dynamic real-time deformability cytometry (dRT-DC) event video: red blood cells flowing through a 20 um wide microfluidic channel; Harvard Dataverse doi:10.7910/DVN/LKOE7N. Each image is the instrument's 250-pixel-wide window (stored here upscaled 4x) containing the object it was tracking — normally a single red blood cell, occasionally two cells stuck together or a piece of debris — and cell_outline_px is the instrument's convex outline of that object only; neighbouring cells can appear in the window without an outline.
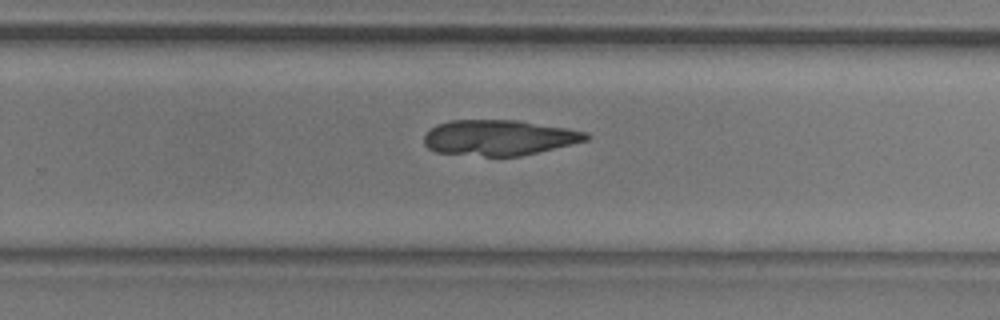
{"species": "common noctule bat (a hibernating species)", "species_latin": "Nyctalus noctula", "temperature_condition": "room temperature", "stored_images_in_passage": 51, "segment_of_instrument_passage": [1, 2], "camera_frame_rate_fps": 3000, "um_per_image_px": 0.085, "animal": {"sex": "male", "body_mass_g": 20.5, "forearm_length_mm": 52.5}, "frame": {"image": 1, "passage_image": 32, "time_ms": 10.333, "image_size_px": [1000, 320], "cell_outline_px": [[592, 136], [588, 140], [520, 156], [484, 156], [436, 152], [428, 148], [424, 144], [424, 136], [428, 128], [436, 124], [448, 120], [520, 120], [568, 128], [588, 132]], "centroid_in_image_um": [42.4, 11.68], "position_along_channel_um": 287.4, "area_um2": 33.81}}
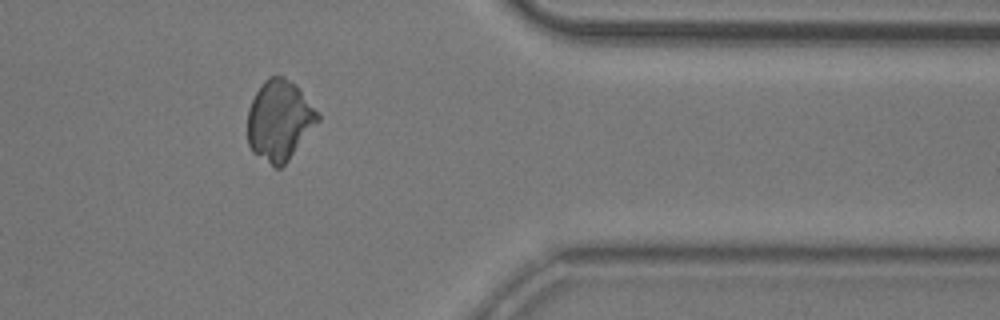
{"frame": {"image": 2, "passage_image": 41, "time_ms": 13.333, "image_size_px": [1000, 320], "cell_outline_px": [[320, 120], [288, 160], [280, 168], [276, 168], [252, 152], [248, 144], [248, 108], [256, 92], [264, 80], [268, 76], [280, 76], [296, 84], [320, 116]], "centroid_in_image_um": [23.73, 10.23], "position_along_channel_um": 387.7, "area_um2": 32.54}}